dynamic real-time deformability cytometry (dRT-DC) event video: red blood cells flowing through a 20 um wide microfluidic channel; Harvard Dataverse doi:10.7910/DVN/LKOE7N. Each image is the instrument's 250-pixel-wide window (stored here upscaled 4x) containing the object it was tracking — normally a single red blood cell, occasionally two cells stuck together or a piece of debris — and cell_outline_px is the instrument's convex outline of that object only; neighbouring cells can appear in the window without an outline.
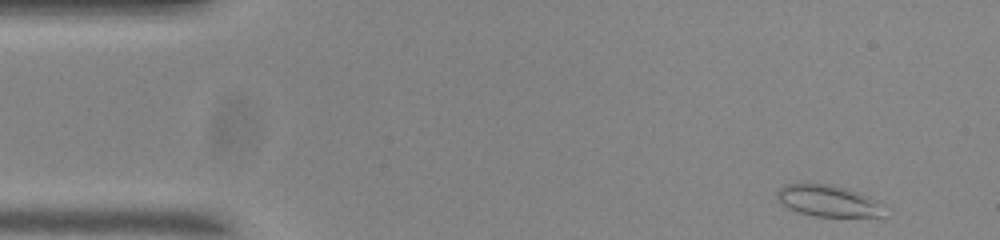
{"species": "common noctule bat (a hibernating species)", "species_latin": "Nyctalus noctula", "temperature_condition": "room temperature", "stored_images_in_passage": 13, "camera_frame_rate_fps": 3000, "um_per_image_px": 0.085, "animal": {"sex": "male", "body_mass_g": 20.0, "forearm_length_mm": 53.3}, "frame": {"image": 1, "passage_image": 1, "time_ms": 0.0, "image_size_px": [1000, 240], "cell_outline_px": [[884, 216], [816, 216], [796, 212], [788, 208], [776, 196], [776, 192], [784, 184], [832, 184], [860, 192], [868, 196], [876, 204]], "centroid_in_image_um": [70.29, 17.06], "position_along_channel_um": 14.7, "area_um2": 19.07}}